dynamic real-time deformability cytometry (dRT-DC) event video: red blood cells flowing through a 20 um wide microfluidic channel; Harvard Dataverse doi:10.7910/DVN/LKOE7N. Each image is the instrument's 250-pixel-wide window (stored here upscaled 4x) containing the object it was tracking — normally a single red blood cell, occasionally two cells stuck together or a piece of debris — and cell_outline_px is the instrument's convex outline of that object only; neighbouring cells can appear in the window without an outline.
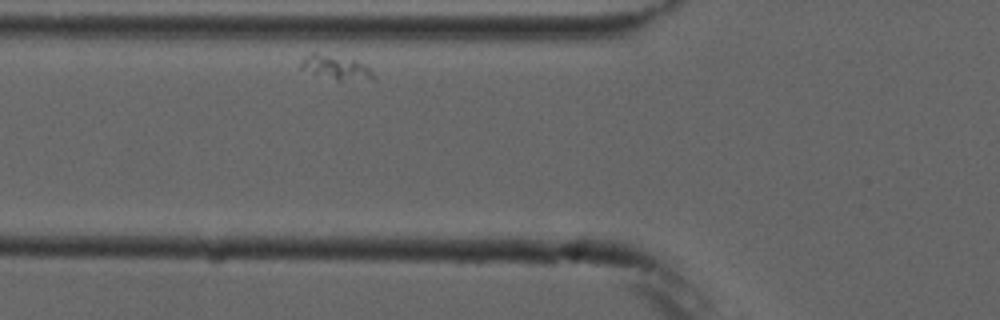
{"species": "common noctule bat (a hibernating species)", "species_latin": "Nyctalus noctula", "temperature_condition": "cold", "stored_images_in_passage": 2, "camera_frame_rate_fps": 3000, "um_per_image_px": 0.085, "animal": {"sex": "male", "forearm_length_mm": 52.5}, "frame": {"image": 1, "passage_image": 2, "time_ms": 1.0, "image_size_px": [1000, 320], "cell_outline_px": [[372, 80], [336, 80], [300, 68], [300, 60], [304, 56], [312, 52], [316, 52], [356, 60], [364, 64], [372, 72]], "centroid_in_image_um": [28.52, 5.71], "position_along_channel_um": 97.3, "area_um2": 10.06}}